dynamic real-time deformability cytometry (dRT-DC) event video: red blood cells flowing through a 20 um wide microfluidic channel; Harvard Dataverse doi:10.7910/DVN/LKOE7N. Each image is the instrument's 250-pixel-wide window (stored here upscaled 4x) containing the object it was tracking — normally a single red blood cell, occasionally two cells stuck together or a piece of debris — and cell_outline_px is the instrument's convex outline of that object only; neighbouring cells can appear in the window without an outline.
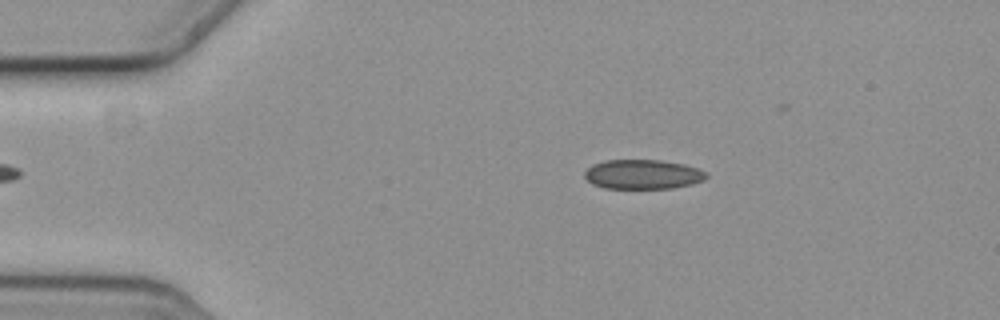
{"species": "common noctule bat (a hibernating species)", "species_latin": "Nyctalus noctula", "temperature_condition": "cold", "stored_images_in_passage": 51, "camera_frame_rate_fps": 3000, "um_per_image_px": 0.085, "animal": {"sex": "female", "body_mass_g": 19.3, "forearm_length_mm": 54.1}, "frame": {"image": 1, "passage_image": 6, "time_ms": 1.667, "image_size_px": [1000, 320], "cell_outline_px": [[708, 176], [704, 180], [692, 184], [672, 188], [604, 188], [592, 184], [584, 176], [584, 172], [592, 164], [604, 160], [660, 160], [684, 164], [696, 168], [704, 172]], "centroid_in_image_um": [54.61, 14.81], "position_along_channel_um": 30.4, "area_um2": 20.87}}
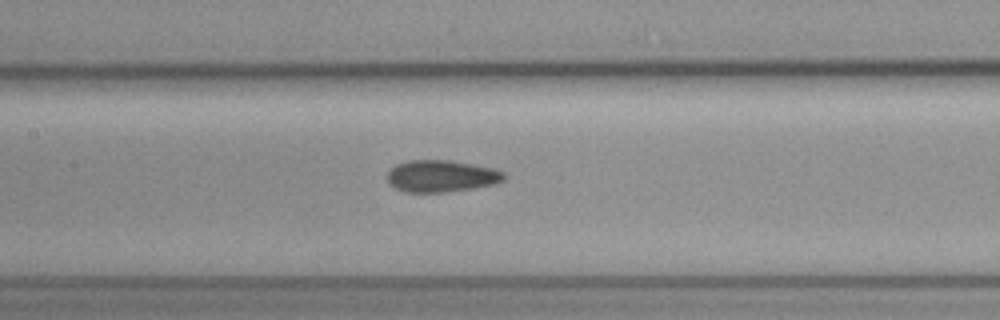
{"frame": {"image": 2, "passage_image": 22, "time_ms": 7.0, "image_size_px": [1000, 320], "cell_outline_px": [[504, 180], [496, 184], [472, 188], [444, 192], [404, 192], [396, 188], [388, 180], [388, 172], [396, 164], [408, 160], [452, 160], [496, 168], [504, 172]], "centroid_in_image_um": [37.55, 14.95], "position_along_channel_um": 169.8, "area_um2": 21.73}}
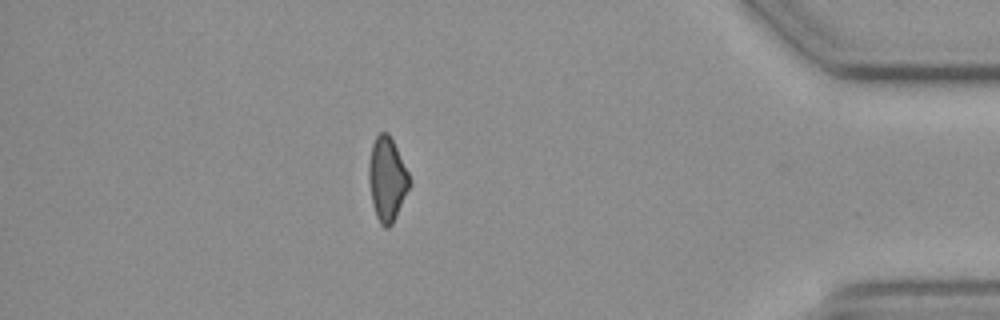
{"frame": {"image": 3, "passage_image": 45, "time_ms": 14.667, "image_size_px": [1000, 320], "cell_outline_px": [[412, 184], [392, 224], [388, 228], [384, 228], [380, 224], [376, 216], [372, 204], [368, 180], [368, 164], [372, 144], [376, 136], [380, 132], [388, 132], [412, 180]], "centroid_in_image_um": [32.9, 15.25], "position_along_channel_um": 402.3, "area_um2": 20.06}, "authors_computed_cell_mechanics": {"area_um2": 20.9814, "velocity_mm_per_s": 3.616, "shape_relaxation_time_tau1_ms": 7.4978, "shape_relaxation_time_tau2_ms": 2.9182, "deformation_change_tau1": 0.1108, "deformation_change_tau2": 0.1011}}